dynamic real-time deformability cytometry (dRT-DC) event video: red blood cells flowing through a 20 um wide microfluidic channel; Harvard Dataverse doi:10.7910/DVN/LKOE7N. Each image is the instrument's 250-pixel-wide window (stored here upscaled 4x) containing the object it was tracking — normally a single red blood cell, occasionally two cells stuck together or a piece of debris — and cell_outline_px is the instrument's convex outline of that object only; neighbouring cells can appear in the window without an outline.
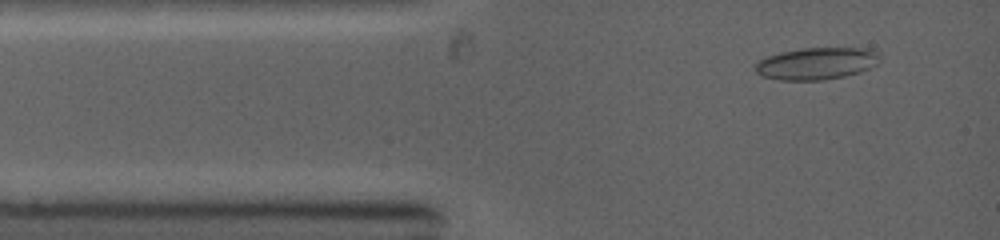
{"species": "common noctule bat (a hibernating species)", "species_latin": "Nyctalus noctula", "temperature_condition": "warm", "stored_images_in_passage": 13, "camera_frame_rate_fps": 5000, "um_per_image_px": 0.085, "animal": {"sex": "female", "body_mass_g": 19.0, "forearm_length_mm": 53.3}, "frame": {"image": 1, "passage_image": 4, "time_ms": 0.6, "image_size_px": [1000, 240], "cell_outline_px": [[880, 60], [876, 64], [860, 72], [844, 76], [824, 80], [780, 80], [760, 76], [756, 72], [756, 64], [760, 60], [768, 56], [780, 52], [800, 48], [864, 48], [876, 52], [880, 56]], "centroid_in_image_um": [69.39, 5.4], "position_along_channel_um": 15.6, "area_um2": 23.18}}
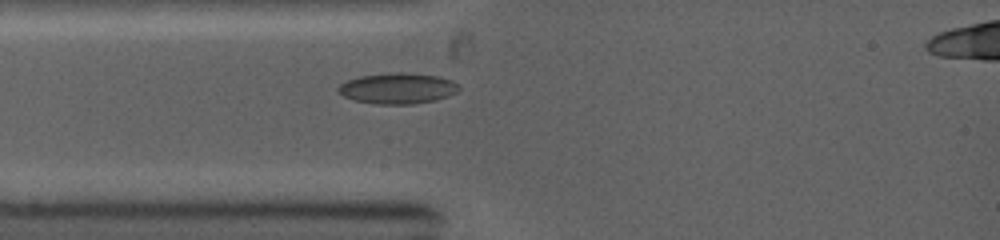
{"frame": {"image": 2, "passage_image": 11, "time_ms": 2.2, "image_size_px": [1000, 240], "cell_outline_px": [[460, 88], [456, 92], [448, 96], [436, 100], [412, 104], [376, 104], [352, 100], [344, 96], [336, 88], [340, 84], [348, 80], [360, 76], [396, 72], [404, 72], [440, 76], [452, 80], [460, 84]], "centroid_in_image_um": [33.83, 7.51], "position_along_channel_um": 51.2, "area_um2": 21.79}}